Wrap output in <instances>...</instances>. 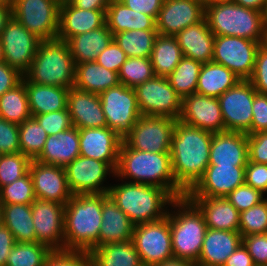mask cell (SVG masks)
Masks as SVG:
<instances>
[{
    "instance_id": "1",
    "label": "cell",
    "mask_w": 267,
    "mask_h": 266,
    "mask_svg": "<svg viewBox=\"0 0 267 266\" xmlns=\"http://www.w3.org/2000/svg\"><path fill=\"white\" fill-rule=\"evenodd\" d=\"M213 133L176 120L171 141L172 170L176 183L187 193L209 165Z\"/></svg>"
},
{
    "instance_id": "2",
    "label": "cell",
    "mask_w": 267,
    "mask_h": 266,
    "mask_svg": "<svg viewBox=\"0 0 267 266\" xmlns=\"http://www.w3.org/2000/svg\"><path fill=\"white\" fill-rule=\"evenodd\" d=\"M114 178L164 188L175 199L186 196V192L175 181L170 153L135 150L123 141Z\"/></svg>"
},
{
    "instance_id": "3",
    "label": "cell",
    "mask_w": 267,
    "mask_h": 266,
    "mask_svg": "<svg viewBox=\"0 0 267 266\" xmlns=\"http://www.w3.org/2000/svg\"><path fill=\"white\" fill-rule=\"evenodd\" d=\"M103 194L72 195L64 211V251L89 252L99 246Z\"/></svg>"
},
{
    "instance_id": "4",
    "label": "cell",
    "mask_w": 267,
    "mask_h": 266,
    "mask_svg": "<svg viewBox=\"0 0 267 266\" xmlns=\"http://www.w3.org/2000/svg\"><path fill=\"white\" fill-rule=\"evenodd\" d=\"M120 181L111 184L107 194L134 225L158 221L167 216L175 198L166 189Z\"/></svg>"
},
{
    "instance_id": "5",
    "label": "cell",
    "mask_w": 267,
    "mask_h": 266,
    "mask_svg": "<svg viewBox=\"0 0 267 266\" xmlns=\"http://www.w3.org/2000/svg\"><path fill=\"white\" fill-rule=\"evenodd\" d=\"M169 208L173 256L196 264L208 229L204 217L186 196L175 199Z\"/></svg>"
},
{
    "instance_id": "6",
    "label": "cell",
    "mask_w": 267,
    "mask_h": 266,
    "mask_svg": "<svg viewBox=\"0 0 267 266\" xmlns=\"http://www.w3.org/2000/svg\"><path fill=\"white\" fill-rule=\"evenodd\" d=\"M24 77L38 85L74 87L75 62L68 43L59 39L42 41Z\"/></svg>"
},
{
    "instance_id": "7",
    "label": "cell",
    "mask_w": 267,
    "mask_h": 266,
    "mask_svg": "<svg viewBox=\"0 0 267 266\" xmlns=\"http://www.w3.org/2000/svg\"><path fill=\"white\" fill-rule=\"evenodd\" d=\"M205 19L215 36H237L262 42V12L232 1H215L205 9Z\"/></svg>"
},
{
    "instance_id": "8",
    "label": "cell",
    "mask_w": 267,
    "mask_h": 266,
    "mask_svg": "<svg viewBox=\"0 0 267 266\" xmlns=\"http://www.w3.org/2000/svg\"><path fill=\"white\" fill-rule=\"evenodd\" d=\"M12 16L42 41L58 37L60 4L55 0H13Z\"/></svg>"
},
{
    "instance_id": "9",
    "label": "cell",
    "mask_w": 267,
    "mask_h": 266,
    "mask_svg": "<svg viewBox=\"0 0 267 266\" xmlns=\"http://www.w3.org/2000/svg\"><path fill=\"white\" fill-rule=\"evenodd\" d=\"M132 242L143 266H155L173 259L168 215L158 221L135 225Z\"/></svg>"
},
{
    "instance_id": "10",
    "label": "cell",
    "mask_w": 267,
    "mask_h": 266,
    "mask_svg": "<svg viewBox=\"0 0 267 266\" xmlns=\"http://www.w3.org/2000/svg\"><path fill=\"white\" fill-rule=\"evenodd\" d=\"M134 90L141 115L179 119L182 98L167 77L154 76Z\"/></svg>"
},
{
    "instance_id": "11",
    "label": "cell",
    "mask_w": 267,
    "mask_h": 266,
    "mask_svg": "<svg viewBox=\"0 0 267 266\" xmlns=\"http://www.w3.org/2000/svg\"><path fill=\"white\" fill-rule=\"evenodd\" d=\"M175 124L174 118L141 115L122 141L135 150L170 153Z\"/></svg>"
},
{
    "instance_id": "12",
    "label": "cell",
    "mask_w": 267,
    "mask_h": 266,
    "mask_svg": "<svg viewBox=\"0 0 267 266\" xmlns=\"http://www.w3.org/2000/svg\"><path fill=\"white\" fill-rule=\"evenodd\" d=\"M99 96L107 127L123 138L141 116L134 88L119 84Z\"/></svg>"
},
{
    "instance_id": "13",
    "label": "cell",
    "mask_w": 267,
    "mask_h": 266,
    "mask_svg": "<svg viewBox=\"0 0 267 266\" xmlns=\"http://www.w3.org/2000/svg\"><path fill=\"white\" fill-rule=\"evenodd\" d=\"M261 43L237 36H215L212 61L225 66L241 80L253 73Z\"/></svg>"
},
{
    "instance_id": "14",
    "label": "cell",
    "mask_w": 267,
    "mask_h": 266,
    "mask_svg": "<svg viewBox=\"0 0 267 266\" xmlns=\"http://www.w3.org/2000/svg\"><path fill=\"white\" fill-rule=\"evenodd\" d=\"M64 168L73 195L108 193L111 184L104 183L115 176V170L108 163L81 155Z\"/></svg>"
},
{
    "instance_id": "15",
    "label": "cell",
    "mask_w": 267,
    "mask_h": 266,
    "mask_svg": "<svg viewBox=\"0 0 267 266\" xmlns=\"http://www.w3.org/2000/svg\"><path fill=\"white\" fill-rule=\"evenodd\" d=\"M256 92L248 80H240L218 97L226 131L251 134L252 105Z\"/></svg>"
},
{
    "instance_id": "16",
    "label": "cell",
    "mask_w": 267,
    "mask_h": 266,
    "mask_svg": "<svg viewBox=\"0 0 267 266\" xmlns=\"http://www.w3.org/2000/svg\"><path fill=\"white\" fill-rule=\"evenodd\" d=\"M4 61L24 75L31 67L35 53L42 42L13 16L0 34Z\"/></svg>"
},
{
    "instance_id": "17",
    "label": "cell",
    "mask_w": 267,
    "mask_h": 266,
    "mask_svg": "<svg viewBox=\"0 0 267 266\" xmlns=\"http://www.w3.org/2000/svg\"><path fill=\"white\" fill-rule=\"evenodd\" d=\"M31 210L36 242L47 245L52 251H64L65 205L36 198Z\"/></svg>"
},
{
    "instance_id": "18",
    "label": "cell",
    "mask_w": 267,
    "mask_h": 266,
    "mask_svg": "<svg viewBox=\"0 0 267 266\" xmlns=\"http://www.w3.org/2000/svg\"><path fill=\"white\" fill-rule=\"evenodd\" d=\"M178 120L213 134L226 131L218 98L198 93L182 98L181 114Z\"/></svg>"
},
{
    "instance_id": "19",
    "label": "cell",
    "mask_w": 267,
    "mask_h": 266,
    "mask_svg": "<svg viewBox=\"0 0 267 266\" xmlns=\"http://www.w3.org/2000/svg\"><path fill=\"white\" fill-rule=\"evenodd\" d=\"M245 183V166L208 165L186 197H226Z\"/></svg>"
},
{
    "instance_id": "20",
    "label": "cell",
    "mask_w": 267,
    "mask_h": 266,
    "mask_svg": "<svg viewBox=\"0 0 267 266\" xmlns=\"http://www.w3.org/2000/svg\"><path fill=\"white\" fill-rule=\"evenodd\" d=\"M29 173L35 198L66 205L72 197L64 167L32 160Z\"/></svg>"
},
{
    "instance_id": "21",
    "label": "cell",
    "mask_w": 267,
    "mask_h": 266,
    "mask_svg": "<svg viewBox=\"0 0 267 266\" xmlns=\"http://www.w3.org/2000/svg\"><path fill=\"white\" fill-rule=\"evenodd\" d=\"M204 18L205 8L193 0H164L156 18V29L159 35L175 36Z\"/></svg>"
},
{
    "instance_id": "22",
    "label": "cell",
    "mask_w": 267,
    "mask_h": 266,
    "mask_svg": "<svg viewBox=\"0 0 267 266\" xmlns=\"http://www.w3.org/2000/svg\"><path fill=\"white\" fill-rule=\"evenodd\" d=\"M78 132L80 155L106 162L116 170L123 139L108 127L84 128Z\"/></svg>"
},
{
    "instance_id": "23",
    "label": "cell",
    "mask_w": 267,
    "mask_h": 266,
    "mask_svg": "<svg viewBox=\"0 0 267 266\" xmlns=\"http://www.w3.org/2000/svg\"><path fill=\"white\" fill-rule=\"evenodd\" d=\"M67 108L78 129L107 127L99 94L69 88Z\"/></svg>"
},
{
    "instance_id": "24",
    "label": "cell",
    "mask_w": 267,
    "mask_h": 266,
    "mask_svg": "<svg viewBox=\"0 0 267 266\" xmlns=\"http://www.w3.org/2000/svg\"><path fill=\"white\" fill-rule=\"evenodd\" d=\"M247 162L248 145L246 133L225 131L213 134L209 165L246 166Z\"/></svg>"
},
{
    "instance_id": "25",
    "label": "cell",
    "mask_w": 267,
    "mask_h": 266,
    "mask_svg": "<svg viewBox=\"0 0 267 266\" xmlns=\"http://www.w3.org/2000/svg\"><path fill=\"white\" fill-rule=\"evenodd\" d=\"M106 24V10H84L70 2L60 4L57 39L67 41L78 34L90 32Z\"/></svg>"
},
{
    "instance_id": "26",
    "label": "cell",
    "mask_w": 267,
    "mask_h": 266,
    "mask_svg": "<svg viewBox=\"0 0 267 266\" xmlns=\"http://www.w3.org/2000/svg\"><path fill=\"white\" fill-rule=\"evenodd\" d=\"M202 213L207 228L239 232L240 212L226 197H187Z\"/></svg>"
},
{
    "instance_id": "27",
    "label": "cell",
    "mask_w": 267,
    "mask_h": 266,
    "mask_svg": "<svg viewBox=\"0 0 267 266\" xmlns=\"http://www.w3.org/2000/svg\"><path fill=\"white\" fill-rule=\"evenodd\" d=\"M242 244L240 232L208 228L196 264L223 266L229 256Z\"/></svg>"
},
{
    "instance_id": "28",
    "label": "cell",
    "mask_w": 267,
    "mask_h": 266,
    "mask_svg": "<svg viewBox=\"0 0 267 266\" xmlns=\"http://www.w3.org/2000/svg\"><path fill=\"white\" fill-rule=\"evenodd\" d=\"M175 37L184 57L201 63L212 61L215 35L210 31L205 18L181 30Z\"/></svg>"
},
{
    "instance_id": "29",
    "label": "cell",
    "mask_w": 267,
    "mask_h": 266,
    "mask_svg": "<svg viewBox=\"0 0 267 266\" xmlns=\"http://www.w3.org/2000/svg\"><path fill=\"white\" fill-rule=\"evenodd\" d=\"M80 156L78 128L72 127L56 135H49L41 154L35 159L49 165L65 167Z\"/></svg>"
},
{
    "instance_id": "30",
    "label": "cell",
    "mask_w": 267,
    "mask_h": 266,
    "mask_svg": "<svg viewBox=\"0 0 267 266\" xmlns=\"http://www.w3.org/2000/svg\"><path fill=\"white\" fill-rule=\"evenodd\" d=\"M135 225L108 196L103 201L99 246L132 240Z\"/></svg>"
},
{
    "instance_id": "31",
    "label": "cell",
    "mask_w": 267,
    "mask_h": 266,
    "mask_svg": "<svg viewBox=\"0 0 267 266\" xmlns=\"http://www.w3.org/2000/svg\"><path fill=\"white\" fill-rule=\"evenodd\" d=\"M113 41L107 24L90 32L78 34L66 42L75 64L96 61L98 55Z\"/></svg>"
},
{
    "instance_id": "32",
    "label": "cell",
    "mask_w": 267,
    "mask_h": 266,
    "mask_svg": "<svg viewBox=\"0 0 267 266\" xmlns=\"http://www.w3.org/2000/svg\"><path fill=\"white\" fill-rule=\"evenodd\" d=\"M25 88L32 117L67 109L69 88L38 85L26 78Z\"/></svg>"
},
{
    "instance_id": "33",
    "label": "cell",
    "mask_w": 267,
    "mask_h": 266,
    "mask_svg": "<svg viewBox=\"0 0 267 266\" xmlns=\"http://www.w3.org/2000/svg\"><path fill=\"white\" fill-rule=\"evenodd\" d=\"M106 24L112 34L130 30H157L156 20L128 8L120 0H111L106 9Z\"/></svg>"
},
{
    "instance_id": "34",
    "label": "cell",
    "mask_w": 267,
    "mask_h": 266,
    "mask_svg": "<svg viewBox=\"0 0 267 266\" xmlns=\"http://www.w3.org/2000/svg\"><path fill=\"white\" fill-rule=\"evenodd\" d=\"M120 84L118 73L106 69L96 61L75 64L74 87L95 94Z\"/></svg>"
},
{
    "instance_id": "35",
    "label": "cell",
    "mask_w": 267,
    "mask_h": 266,
    "mask_svg": "<svg viewBox=\"0 0 267 266\" xmlns=\"http://www.w3.org/2000/svg\"><path fill=\"white\" fill-rule=\"evenodd\" d=\"M241 79L225 66L213 61L203 63L197 81L196 93L218 98Z\"/></svg>"
},
{
    "instance_id": "36",
    "label": "cell",
    "mask_w": 267,
    "mask_h": 266,
    "mask_svg": "<svg viewBox=\"0 0 267 266\" xmlns=\"http://www.w3.org/2000/svg\"><path fill=\"white\" fill-rule=\"evenodd\" d=\"M88 253L93 266H143L132 240L98 246Z\"/></svg>"
},
{
    "instance_id": "37",
    "label": "cell",
    "mask_w": 267,
    "mask_h": 266,
    "mask_svg": "<svg viewBox=\"0 0 267 266\" xmlns=\"http://www.w3.org/2000/svg\"><path fill=\"white\" fill-rule=\"evenodd\" d=\"M3 224L16 242H36L31 204H2Z\"/></svg>"
},
{
    "instance_id": "38",
    "label": "cell",
    "mask_w": 267,
    "mask_h": 266,
    "mask_svg": "<svg viewBox=\"0 0 267 266\" xmlns=\"http://www.w3.org/2000/svg\"><path fill=\"white\" fill-rule=\"evenodd\" d=\"M183 57L175 36L157 35L152 49L151 63L155 76L168 77Z\"/></svg>"
},
{
    "instance_id": "39",
    "label": "cell",
    "mask_w": 267,
    "mask_h": 266,
    "mask_svg": "<svg viewBox=\"0 0 267 266\" xmlns=\"http://www.w3.org/2000/svg\"><path fill=\"white\" fill-rule=\"evenodd\" d=\"M0 117L17 125L32 117L24 76L18 85L0 96Z\"/></svg>"
},
{
    "instance_id": "40",
    "label": "cell",
    "mask_w": 267,
    "mask_h": 266,
    "mask_svg": "<svg viewBox=\"0 0 267 266\" xmlns=\"http://www.w3.org/2000/svg\"><path fill=\"white\" fill-rule=\"evenodd\" d=\"M157 30H130L113 35V40L127 57L150 58Z\"/></svg>"
},
{
    "instance_id": "41",
    "label": "cell",
    "mask_w": 267,
    "mask_h": 266,
    "mask_svg": "<svg viewBox=\"0 0 267 266\" xmlns=\"http://www.w3.org/2000/svg\"><path fill=\"white\" fill-rule=\"evenodd\" d=\"M202 65L203 63L197 60L183 56L173 72L167 77L170 85L181 98L196 93Z\"/></svg>"
},
{
    "instance_id": "42",
    "label": "cell",
    "mask_w": 267,
    "mask_h": 266,
    "mask_svg": "<svg viewBox=\"0 0 267 266\" xmlns=\"http://www.w3.org/2000/svg\"><path fill=\"white\" fill-rule=\"evenodd\" d=\"M53 251L38 242H16L6 259V266H44Z\"/></svg>"
},
{
    "instance_id": "43",
    "label": "cell",
    "mask_w": 267,
    "mask_h": 266,
    "mask_svg": "<svg viewBox=\"0 0 267 266\" xmlns=\"http://www.w3.org/2000/svg\"><path fill=\"white\" fill-rule=\"evenodd\" d=\"M18 127L20 152L35 160L41 154L48 134L34 117L27 119Z\"/></svg>"
},
{
    "instance_id": "44",
    "label": "cell",
    "mask_w": 267,
    "mask_h": 266,
    "mask_svg": "<svg viewBox=\"0 0 267 266\" xmlns=\"http://www.w3.org/2000/svg\"><path fill=\"white\" fill-rule=\"evenodd\" d=\"M154 76L151 59L144 57H128L118 72L120 84L129 88H135Z\"/></svg>"
},
{
    "instance_id": "45",
    "label": "cell",
    "mask_w": 267,
    "mask_h": 266,
    "mask_svg": "<svg viewBox=\"0 0 267 266\" xmlns=\"http://www.w3.org/2000/svg\"><path fill=\"white\" fill-rule=\"evenodd\" d=\"M35 199L29 172L13 183L0 188L1 204H32Z\"/></svg>"
},
{
    "instance_id": "46",
    "label": "cell",
    "mask_w": 267,
    "mask_h": 266,
    "mask_svg": "<svg viewBox=\"0 0 267 266\" xmlns=\"http://www.w3.org/2000/svg\"><path fill=\"white\" fill-rule=\"evenodd\" d=\"M239 232L242 237L267 233V197L240 213Z\"/></svg>"
},
{
    "instance_id": "47",
    "label": "cell",
    "mask_w": 267,
    "mask_h": 266,
    "mask_svg": "<svg viewBox=\"0 0 267 266\" xmlns=\"http://www.w3.org/2000/svg\"><path fill=\"white\" fill-rule=\"evenodd\" d=\"M31 159L22 153L0 155V188L29 172Z\"/></svg>"
},
{
    "instance_id": "48",
    "label": "cell",
    "mask_w": 267,
    "mask_h": 266,
    "mask_svg": "<svg viewBox=\"0 0 267 266\" xmlns=\"http://www.w3.org/2000/svg\"><path fill=\"white\" fill-rule=\"evenodd\" d=\"M265 194L253 187L243 184L230 192L227 200L241 213L262 202Z\"/></svg>"
},
{
    "instance_id": "49",
    "label": "cell",
    "mask_w": 267,
    "mask_h": 266,
    "mask_svg": "<svg viewBox=\"0 0 267 266\" xmlns=\"http://www.w3.org/2000/svg\"><path fill=\"white\" fill-rule=\"evenodd\" d=\"M33 117L44 128L48 136L56 135L61 131L74 127L68 108L47 114L34 115Z\"/></svg>"
},
{
    "instance_id": "50",
    "label": "cell",
    "mask_w": 267,
    "mask_h": 266,
    "mask_svg": "<svg viewBox=\"0 0 267 266\" xmlns=\"http://www.w3.org/2000/svg\"><path fill=\"white\" fill-rule=\"evenodd\" d=\"M44 266H93V262L88 252L53 251Z\"/></svg>"
},
{
    "instance_id": "51",
    "label": "cell",
    "mask_w": 267,
    "mask_h": 266,
    "mask_svg": "<svg viewBox=\"0 0 267 266\" xmlns=\"http://www.w3.org/2000/svg\"><path fill=\"white\" fill-rule=\"evenodd\" d=\"M21 153L19 127L0 117V154Z\"/></svg>"
},
{
    "instance_id": "52",
    "label": "cell",
    "mask_w": 267,
    "mask_h": 266,
    "mask_svg": "<svg viewBox=\"0 0 267 266\" xmlns=\"http://www.w3.org/2000/svg\"><path fill=\"white\" fill-rule=\"evenodd\" d=\"M255 266H267V233L253 234L242 237Z\"/></svg>"
},
{
    "instance_id": "53",
    "label": "cell",
    "mask_w": 267,
    "mask_h": 266,
    "mask_svg": "<svg viewBox=\"0 0 267 266\" xmlns=\"http://www.w3.org/2000/svg\"><path fill=\"white\" fill-rule=\"evenodd\" d=\"M248 81L258 93L267 95V51L262 46L258 49L254 70Z\"/></svg>"
},
{
    "instance_id": "54",
    "label": "cell",
    "mask_w": 267,
    "mask_h": 266,
    "mask_svg": "<svg viewBox=\"0 0 267 266\" xmlns=\"http://www.w3.org/2000/svg\"><path fill=\"white\" fill-rule=\"evenodd\" d=\"M125 52L113 40L99 55L96 62L106 69L119 72L122 64L127 60Z\"/></svg>"
},
{
    "instance_id": "55",
    "label": "cell",
    "mask_w": 267,
    "mask_h": 266,
    "mask_svg": "<svg viewBox=\"0 0 267 266\" xmlns=\"http://www.w3.org/2000/svg\"><path fill=\"white\" fill-rule=\"evenodd\" d=\"M248 161L267 164V132L247 135Z\"/></svg>"
},
{
    "instance_id": "56",
    "label": "cell",
    "mask_w": 267,
    "mask_h": 266,
    "mask_svg": "<svg viewBox=\"0 0 267 266\" xmlns=\"http://www.w3.org/2000/svg\"><path fill=\"white\" fill-rule=\"evenodd\" d=\"M245 184L267 195V164L248 161L245 166Z\"/></svg>"
},
{
    "instance_id": "57",
    "label": "cell",
    "mask_w": 267,
    "mask_h": 266,
    "mask_svg": "<svg viewBox=\"0 0 267 266\" xmlns=\"http://www.w3.org/2000/svg\"><path fill=\"white\" fill-rule=\"evenodd\" d=\"M252 113L251 134L267 132V95L255 93Z\"/></svg>"
},
{
    "instance_id": "58",
    "label": "cell",
    "mask_w": 267,
    "mask_h": 266,
    "mask_svg": "<svg viewBox=\"0 0 267 266\" xmlns=\"http://www.w3.org/2000/svg\"><path fill=\"white\" fill-rule=\"evenodd\" d=\"M23 76L16 68L10 67L5 61L0 62V96L18 85Z\"/></svg>"
},
{
    "instance_id": "59",
    "label": "cell",
    "mask_w": 267,
    "mask_h": 266,
    "mask_svg": "<svg viewBox=\"0 0 267 266\" xmlns=\"http://www.w3.org/2000/svg\"><path fill=\"white\" fill-rule=\"evenodd\" d=\"M128 8L152 16L155 20L164 0H120Z\"/></svg>"
},
{
    "instance_id": "60",
    "label": "cell",
    "mask_w": 267,
    "mask_h": 266,
    "mask_svg": "<svg viewBox=\"0 0 267 266\" xmlns=\"http://www.w3.org/2000/svg\"><path fill=\"white\" fill-rule=\"evenodd\" d=\"M16 244L12 232L4 225H0V266H6V259Z\"/></svg>"
},
{
    "instance_id": "61",
    "label": "cell",
    "mask_w": 267,
    "mask_h": 266,
    "mask_svg": "<svg viewBox=\"0 0 267 266\" xmlns=\"http://www.w3.org/2000/svg\"><path fill=\"white\" fill-rule=\"evenodd\" d=\"M223 266H255V264L242 243L224 262Z\"/></svg>"
},
{
    "instance_id": "62",
    "label": "cell",
    "mask_w": 267,
    "mask_h": 266,
    "mask_svg": "<svg viewBox=\"0 0 267 266\" xmlns=\"http://www.w3.org/2000/svg\"><path fill=\"white\" fill-rule=\"evenodd\" d=\"M111 0H71L70 3L84 10H106Z\"/></svg>"
},
{
    "instance_id": "63",
    "label": "cell",
    "mask_w": 267,
    "mask_h": 266,
    "mask_svg": "<svg viewBox=\"0 0 267 266\" xmlns=\"http://www.w3.org/2000/svg\"><path fill=\"white\" fill-rule=\"evenodd\" d=\"M232 2L243 7L255 9L262 12L267 3V0H233Z\"/></svg>"
},
{
    "instance_id": "64",
    "label": "cell",
    "mask_w": 267,
    "mask_h": 266,
    "mask_svg": "<svg viewBox=\"0 0 267 266\" xmlns=\"http://www.w3.org/2000/svg\"><path fill=\"white\" fill-rule=\"evenodd\" d=\"M12 17V5H0V34Z\"/></svg>"
},
{
    "instance_id": "65",
    "label": "cell",
    "mask_w": 267,
    "mask_h": 266,
    "mask_svg": "<svg viewBox=\"0 0 267 266\" xmlns=\"http://www.w3.org/2000/svg\"><path fill=\"white\" fill-rule=\"evenodd\" d=\"M155 266H195V263L173 258L171 260L164 261L163 263L157 264Z\"/></svg>"
},
{
    "instance_id": "66",
    "label": "cell",
    "mask_w": 267,
    "mask_h": 266,
    "mask_svg": "<svg viewBox=\"0 0 267 266\" xmlns=\"http://www.w3.org/2000/svg\"><path fill=\"white\" fill-rule=\"evenodd\" d=\"M193 1L206 9L209 5H212L216 0H193Z\"/></svg>"
},
{
    "instance_id": "67",
    "label": "cell",
    "mask_w": 267,
    "mask_h": 266,
    "mask_svg": "<svg viewBox=\"0 0 267 266\" xmlns=\"http://www.w3.org/2000/svg\"><path fill=\"white\" fill-rule=\"evenodd\" d=\"M262 17H263V28L264 30H267V3L264 7V10L262 11Z\"/></svg>"
},
{
    "instance_id": "68",
    "label": "cell",
    "mask_w": 267,
    "mask_h": 266,
    "mask_svg": "<svg viewBox=\"0 0 267 266\" xmlns=\"http://www.w3.org/2000/svg\"><path fill=\"white\" fill-rule=\"evenodd\" d=\"M261 46L267 51V30L263 31Z\"/></svg>"
},
{
    "instance_id": "69",
    "label": "cell",
    "mask_w": 267,
    "mask_h": 266,
    "mask_svg": "<svg viewBox=\"0 0 267 266\" xmlns=\"http://www.w3.org/2000/svg\"><path fill=\"white\" fill-rule=\"evenodd\" d=\"M13 0H0V5H12Z\"/></svg>"
},
{
    "instance_id": "70",
    "label": "cell",
    "mask_w": 267,
    "mask_h": 266,
    "mask_svg": "<svg viewBox=\"0 0 267 266\" xmlns=\"http://www.w3.org/2000/svg\"><path fill=\"white\" fill-rule=\"evenodd\" d=\"M4 61V56H3V47L0 39V62Z\"/></svg>"
},
{
    "instance_id": "71",
    "label": "cell",
    "mask_w": 267,
    "mask_h": 266,
    "mask_svg": "<svg viewBox=\"0 0 267 266\" xmlns=\"http://www.w3.org/2000/svg\"><path fill=\"white\" fill-rule=\"evenodd\" d=\"M3 224V209L2 204L0 203V225Z\"/></svg>"
},
{
    "instance_id": "72",
    "label": "cell",
    "mask_w": 267,
    "mask_h": 266,
    "mask_svg": "<svg viewBox=\"0 0 267 266\" xmlns=\"http://www.w3.org/2000/svg\"><path fill=\"white\" fill-rule=\"evenodd\" d=\"M56 2H58L59 4H63V3H68L71 0H55Z\"/></svg>"
},
{
    "instance_id": "73",
    "label": "cell",
    "mask_w": 267,
    "mask_h": 266,
    "mask_svg": "<svg viewBox=\"0 0 267 266\" xmlns=\"http://www.w3.org/2000/svg\"><path fill=\"white\" fill-rule=\"evenodd\" d=\"M216 1H233V0H216Z\"/></svg>"
}]
</instances>
